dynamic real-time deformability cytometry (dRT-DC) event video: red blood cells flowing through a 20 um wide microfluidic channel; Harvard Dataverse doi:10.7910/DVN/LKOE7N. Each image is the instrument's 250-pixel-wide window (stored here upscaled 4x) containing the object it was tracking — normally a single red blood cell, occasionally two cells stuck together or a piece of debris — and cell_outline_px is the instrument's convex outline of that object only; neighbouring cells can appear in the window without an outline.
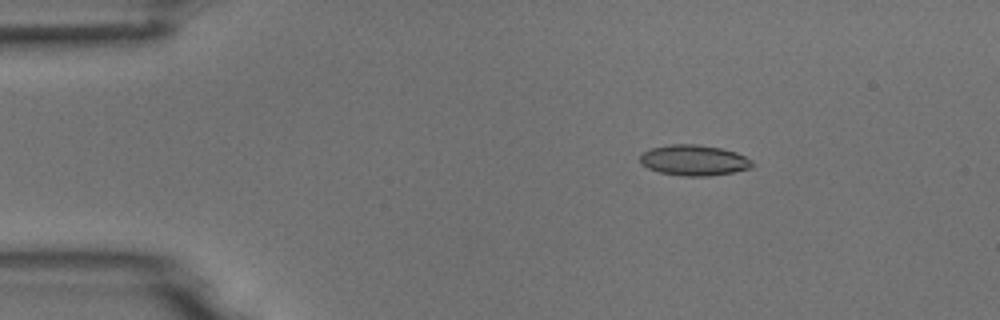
{"species": "common noctule bat (a hibernating species)", "species_latin": "Nyctalus noctula", "temperature_condition": "room temperature", "stored_images_in_passage": 5, "camera_frame_rate_fps": 3000, "um_per_image_px": 0.085, "animal": {"sex": "male", "body_mass_g": 18.8}, "frame": {"image": 1, "passage_image": 3, "time_ms": 0.667, "image_size_px": [1000, 320], "cell_outline_px": [[756, 164], [752, 168], [732, 172], [708, 176], [684, 176], [660, 172], [648, 168], [640, 164], [640, 152], [652, 148], [672, 144], [696, 144], [720, 148], [736, 152], [752, 160]], "centroid_in_image_um": [58.99, 13.62], "position_along_channel_um": 26.0, "area_um2": 20.11}}
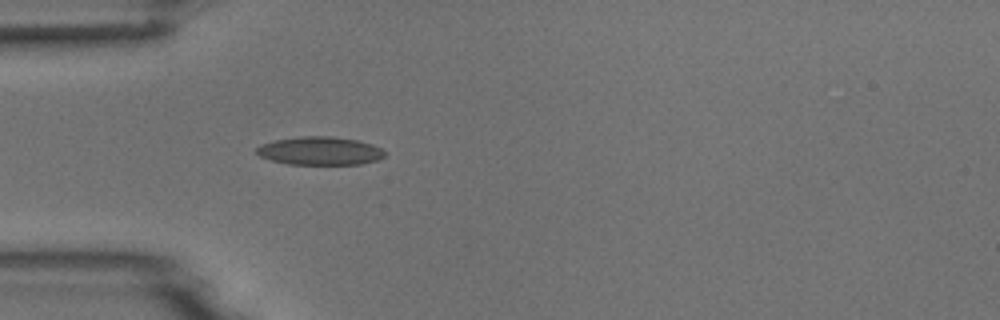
{"frame": {"image": 2, "passage_image": 5, "time_ms": 1.333, "image_size_px": [1000, 320], "cell_outline_px": [[388, 152], [384, 156], [376, 160], [360, 164], [288, 164], [272, 160], [260, 156], [256, 152], [256, 148], [260, 144], [276, 140], [300, 136], [332, 136], [356, 140], [372, 144]], "centroid_in_image_um": [27.2, 12.82], "position_along_channel_um": 57.8, "area_um2": 21.04}}